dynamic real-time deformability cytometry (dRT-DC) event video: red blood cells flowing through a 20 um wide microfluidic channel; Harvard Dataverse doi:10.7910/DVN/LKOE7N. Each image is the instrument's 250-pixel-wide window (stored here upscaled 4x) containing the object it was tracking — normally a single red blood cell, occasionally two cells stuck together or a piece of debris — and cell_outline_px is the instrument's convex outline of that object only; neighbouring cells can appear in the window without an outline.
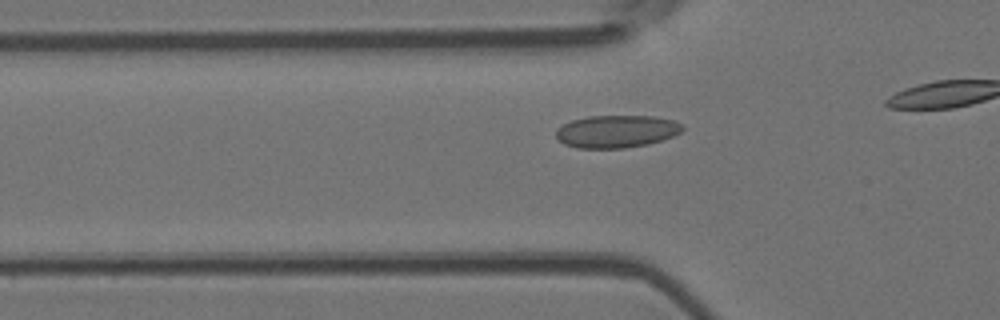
{"species": "Egyptian fruit bat (a non-hibernating species)", "species_latin": "Rousettus aegyptiacus", "temperature_condition": "room temperature", "stored_images_in_passage": 16, "camera_frame_rate_fps": 3000, "um_per_image_px": 0.085, "animal": {"sex": "female"}, "frame": {"image": 1, "passage_image": 10, "time_ms": 3.0, "image_size_px": [1000, 320], "cell_outline_px": [[684, 128], [680, 132], [672, 136], [648, 144], [624, 148], [576, 148], [564, 144], [556, 136], [556, 128], [572, 120], [588, 116], [652, 116], [672, 120], [684, 124]], "centroid_in_image_um": [52.39, 11.17], "position_along_channel_um": 73.4, "area_um2": 23.93}}
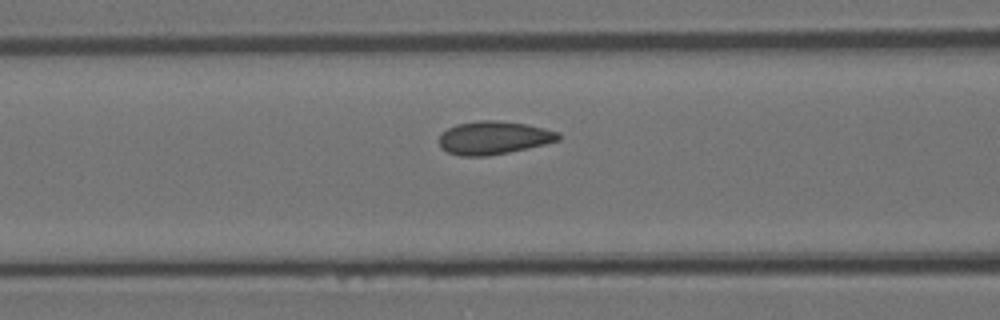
{"frame": {"image": 2, "passage_image": 14, "time_ms": 4.333, "image_size_px": [1000, 320], "cell_outline_px": [[560, 140], [544, 144], [508, 152], [488, 156], [460, 156], [448, 152], [440, 148], [440, 136], [448, 128], [456, 124], [480, 120], [496, 120], [524, 124], [544, 128], [560, 132]], "centroid_in_image_um": [41.96, 11.71], "position_along_channel_um": 124.6, "area_um2": 22.89}}